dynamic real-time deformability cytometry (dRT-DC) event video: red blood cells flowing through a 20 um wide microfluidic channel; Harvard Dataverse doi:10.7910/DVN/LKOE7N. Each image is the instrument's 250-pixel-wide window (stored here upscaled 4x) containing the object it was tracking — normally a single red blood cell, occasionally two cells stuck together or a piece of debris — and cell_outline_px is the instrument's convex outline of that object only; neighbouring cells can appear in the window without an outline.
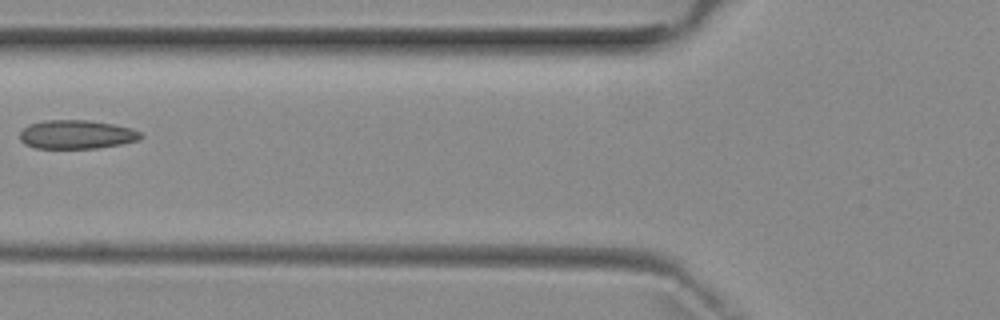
{"species": "common noctule bat (a hibernating species)", "species_latin": "Nyctalus noctula", "temperature_condition": "room temperature", "stored_images_in_passage": 5, "camera_frame_rate_fps": 3000, "um_per_image_px": 0.085, "animal": {"sex": "female", "body_mass_g": 29.2, "forearm_length_mm": 56.3}, "frame": {"image": 1, "passage_image": 4, "time_ms": 4.333, "image_size_px": [1000, 320], "cell_outline_px": [[144, 136], [140, 140], [120, 144], [96, 148], [36, 148], [24, 144], [20, 140], [20, 132], [28, 124], [44, 120], [88, 120], [112, 124], [132, 128], [140, 132]], "centroid_in_image_um": [6.51, 11.43], "position_along_channel_um": 119.3, "area_um2": 20.35}}
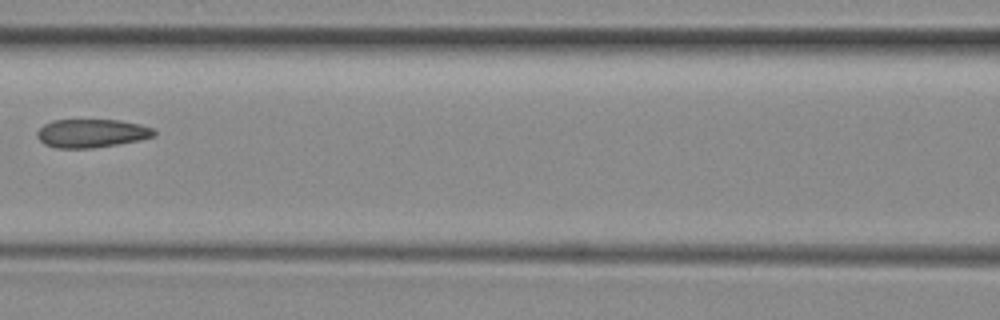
{"frame": {"image": 2, "passage_image": 5, "time_ms": 5.333, "image_size_px": [1000, 320], "cell_outline_px": [[156, 136], [140, 140], [92, 148], [56, 148], [44, 144], [36, 136], [36, 132], [44, 124], [52, 120], [120, 120], [140, 124], [156, 128]], "centroid_in_image_um": [7.81, 11.32], "position_along_channel_um": 158.8, "area_um2": 19.54}}